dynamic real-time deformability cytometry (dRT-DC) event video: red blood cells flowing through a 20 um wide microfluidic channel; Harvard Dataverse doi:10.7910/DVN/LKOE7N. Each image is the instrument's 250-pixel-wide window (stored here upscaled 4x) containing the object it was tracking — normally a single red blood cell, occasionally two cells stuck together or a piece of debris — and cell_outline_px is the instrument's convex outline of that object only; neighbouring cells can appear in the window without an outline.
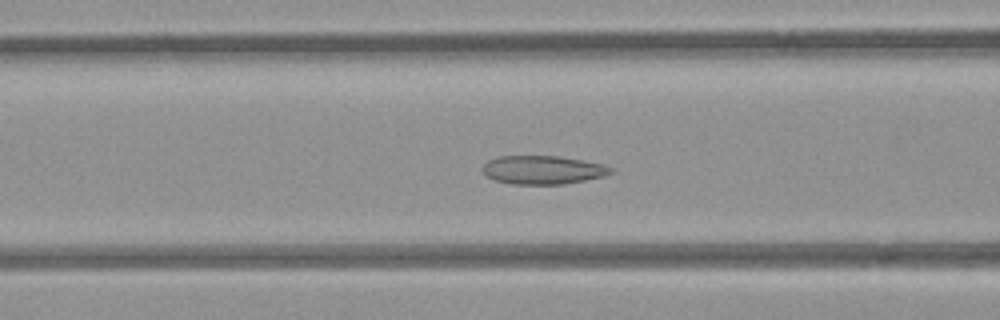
{"species": "common noctule bat (a hibernating species)", "species_latin": "Nyctalus noctula", "temperature_condition": "room temperature", "stored_images_in_passage": 40, "camera_frame_rate_fps": 3000, "um_per_image_px": 0.085, "animal": {"sex": "female", "body_mass_g": 21.9}, "frame": {"image": 1, "passage_image": 8, "time_ms": 2.333, "image_size_px": [1000, 320], "cell_outline_px": [[616, 172], [604, 176], [564, 184], [512, 184], [496, 180], [488, 176], [480, 168], [488, 160], [496, 156], [560, 156], [584, 160], [604, 164], [612, 168]], "centroid_in_image_um": [46.17, 14.43], "position_along_channel_um": 120.4, "area_um2": 21.44}}
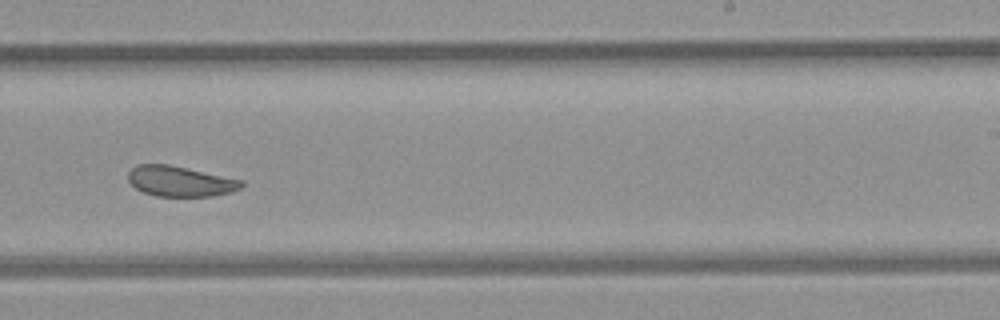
{"frame": {"image": 2, "passage_image": 20, "time_ms": 6.333, "image_size_px": [1000, 320], "cell_outline_px": [[244, 184], [240, 188], [232, 192], [212, 196], [156, 196], [144, 192], [136, 188], [128, 180], [128, 172], [136, 164], [168, 164], [244, 180]], "centroid_in_image_um": [15.32, 15.4], "position_along_channel_um": 273.7, "area_um2": 20.06}}
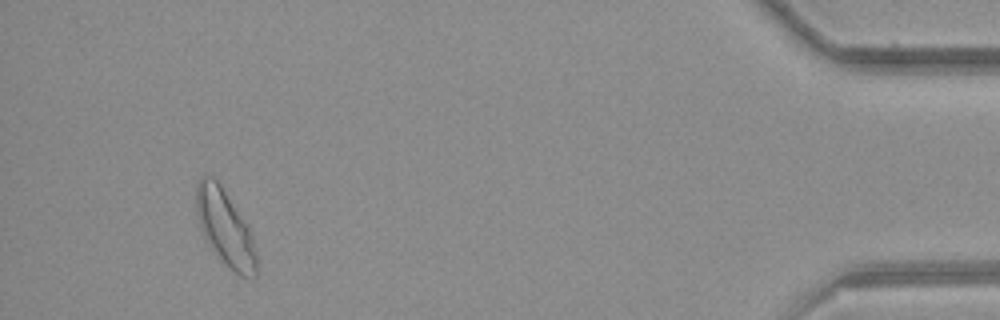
{"frame": {"image": 3, "passage_image": 37, "time_ms": 12.0, "image_size_px": [1000, 320], "cell_outline_px": [[256, 276], [252, 280], [248, 280], [240, 276], [224, 264], [220, 260], [208, 244], [200, 232], [196, 212], [196, 184], [200, 176], [212, 176], [220, 184], [248, 228], [252, 236], [256, 252]], "centroid_in_image_um": [19.1, 19.41], "position_along_channel_um": 416.1, "area_um2": 26.7}, "authors_computed_cell_mechanics": {"area_um2": 21.4727, "velocity_mm_per_s": 3.8258, "shape_relaxation_time_tau1_ms": null, "shape_relaxation_time_tau2_ms": 2.8922, "deformation_change_tau1": null, "deformation_change_tau2": 0.0752}}